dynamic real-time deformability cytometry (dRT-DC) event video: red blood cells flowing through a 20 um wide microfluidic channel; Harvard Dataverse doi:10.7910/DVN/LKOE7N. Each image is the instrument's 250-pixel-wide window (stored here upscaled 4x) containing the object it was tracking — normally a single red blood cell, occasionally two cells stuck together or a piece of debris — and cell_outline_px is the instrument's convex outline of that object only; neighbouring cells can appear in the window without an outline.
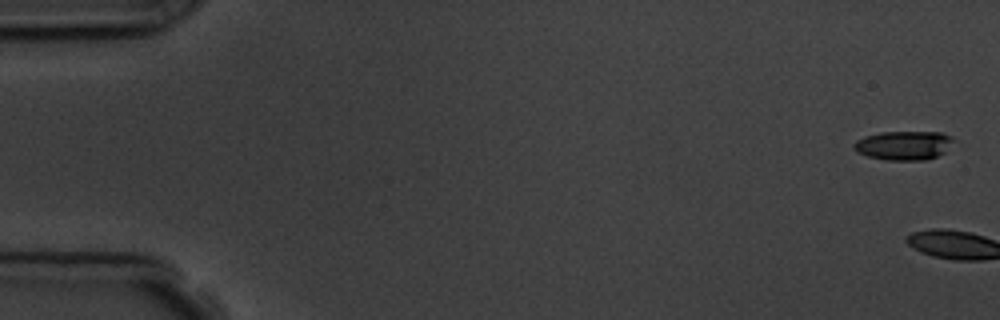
{"species": "common noctule bat (a hibernating species)", "species_latin": "Nyctalus noctula", "temperature_condition": "room temperature", "stored_images_in_passage": 5, "camera_frame_rate_fps": 3000, "um_per_image_px": 0.085, "animal": {"sex": "male", "body_mass_g": 19.5, "forearm_length_mm": 54.6}, "frame": {"image": 1, "passage_image": 1, "time_ms": 0.0, "image_size_px": [1000, 320], "cell_outline_px": [[956, 140], [944, 152], [928, 160], [888, 160], [868, 156], [856, 152], [852, 148], [852, 144], [856, 140], [864, 136], [880, 132], [940, 132], [952, 136]], "centroid_in_image_um": [76.81, 12.35], "position_along_channel_um": 8.2, "area_um2": 17.05}}